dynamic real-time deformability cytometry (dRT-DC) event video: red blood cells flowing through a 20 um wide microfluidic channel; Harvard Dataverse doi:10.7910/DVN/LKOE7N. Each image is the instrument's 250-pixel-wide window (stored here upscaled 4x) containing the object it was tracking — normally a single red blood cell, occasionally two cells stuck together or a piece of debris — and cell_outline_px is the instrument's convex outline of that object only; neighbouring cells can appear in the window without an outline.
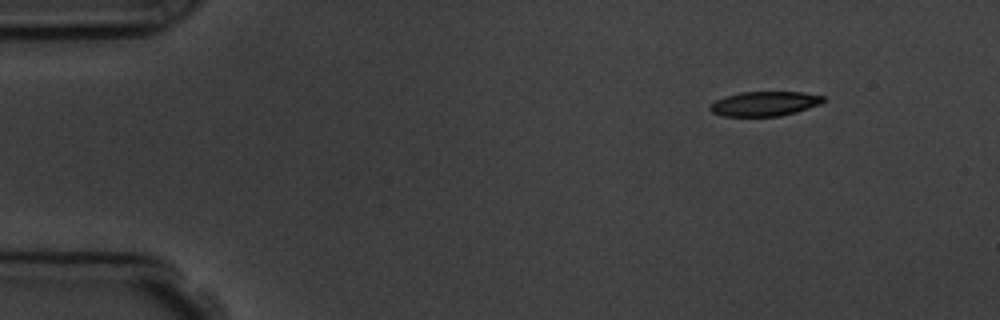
{"species": "common noctule bat (a hibernating species)", "species_latin": "Nyctalus noctula", "temperature_condition": "room temperature", "stored_images_in_passage": 4, "camera_frame_rate_fps": 3000, "um_per_image_px": 0.085, "animal": {"sex": "male", "body_mass_g": 19.5, "forearm_length_mm": 54.6}, "frame": {"image": 1, "passage_image": 1, "time_ms": 0.0, "image_size_px": [1000, 320], "cell_outline_px": [[824, 100], [820, 104], [796, 112], [780, 116], [724, 116], [712, 112], [708, 108], [716, 100], [724, 96], [740, 92], [800, 92], [824, 96]], "centroid_in_image_um": [64.97, 8.81], "position_along_channel_um": 20.0, "area_um2": 16.13}}
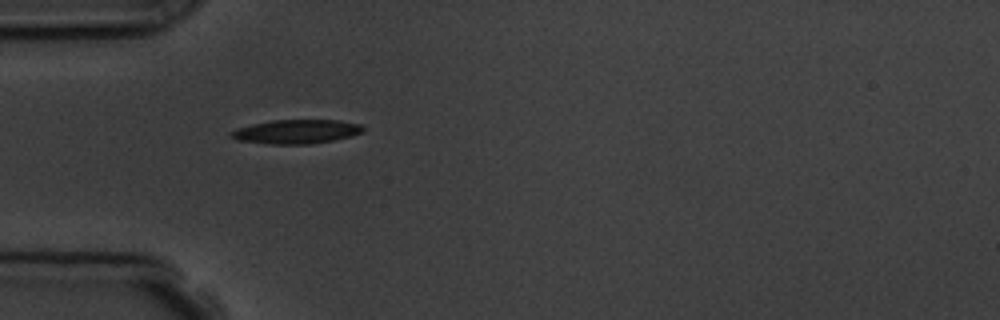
{"frame": {"image": 2, "passage_image": 4, "time_ms": 3.333, "image_size_px": [1000, 320], "cell_outline_px": [[364, 132], [352, 136], [312, 144], [268, 144], [236, 140], [228, 136], [236, 128], [252, 124], [272, 120], [340, 120], [360, 124], [364, 128]], "centroid_in_image_um": [25.19, 11.19], "position_along_channel_um": 59.8, "area_um2": 18.61}}